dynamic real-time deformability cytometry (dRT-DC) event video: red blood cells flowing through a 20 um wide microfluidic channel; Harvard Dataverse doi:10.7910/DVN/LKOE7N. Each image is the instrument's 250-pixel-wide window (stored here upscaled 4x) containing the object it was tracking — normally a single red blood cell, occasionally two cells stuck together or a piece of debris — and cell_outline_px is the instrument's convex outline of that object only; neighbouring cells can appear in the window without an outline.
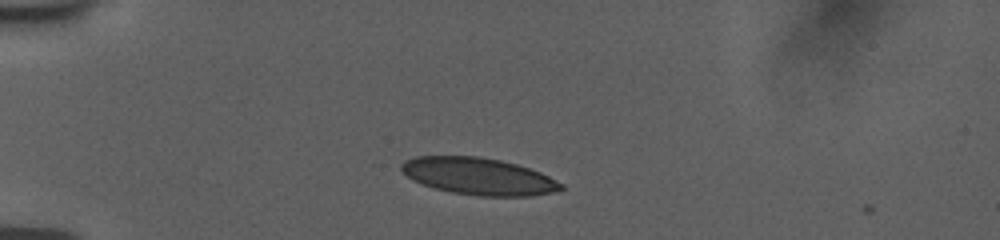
{"species": "human", "species_latin": "Homo sapiens", "temperature_condition": "room temperature", "stored_images_in_passage": 6, "camera_frame_rate_fps": 3000, "um_per_image_px": 0.085, "donor": {"sex": "female"}, "frame": {"image": 1, "passage_image": 1, "time_ms": 0.0, "image_size_px": [1000, 240], "cell_outline_px": [[564, 188], [552, 192], [528, 196], [480, 196], [452, 192], [436, 188], [412, 180], [400, 168], [400, 164], [416, 156], [480, 156], [500, 160], [516, 164], [540, 172], [564, 184]], "centroid_in_image_um": [40.69, 14.98], "position_along_channel_um": 44.3, "area_um2": 34.1}}
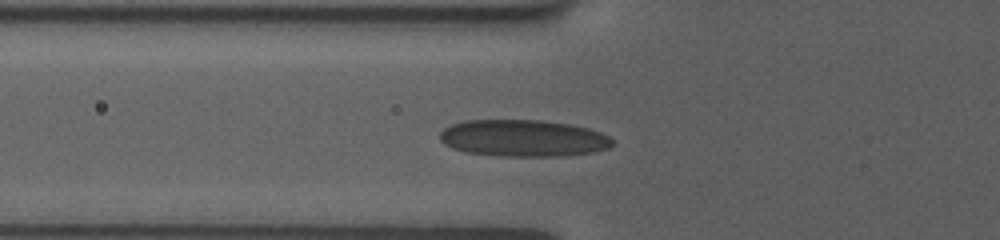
{"frame": {"image": 2, "passage_image": 5, "time_ms": 2.0, "image_size_px": [1000, 240], "cell_outline_px": [[616, 144], [608, 148], [592, 152], [560, 156], [496, 156], [464, 152], [452, 148], [444, 144], [440, 140], [440, 132], [444, 128], [452, 124], [464, 120], [540, 120], [572, 124], [588, 128], [600, 132], [608, 136]], "centroid_in_image_um": [44.46, 11.74], "position_along_channel_um": 81.3, "area_um2": 37.28}}